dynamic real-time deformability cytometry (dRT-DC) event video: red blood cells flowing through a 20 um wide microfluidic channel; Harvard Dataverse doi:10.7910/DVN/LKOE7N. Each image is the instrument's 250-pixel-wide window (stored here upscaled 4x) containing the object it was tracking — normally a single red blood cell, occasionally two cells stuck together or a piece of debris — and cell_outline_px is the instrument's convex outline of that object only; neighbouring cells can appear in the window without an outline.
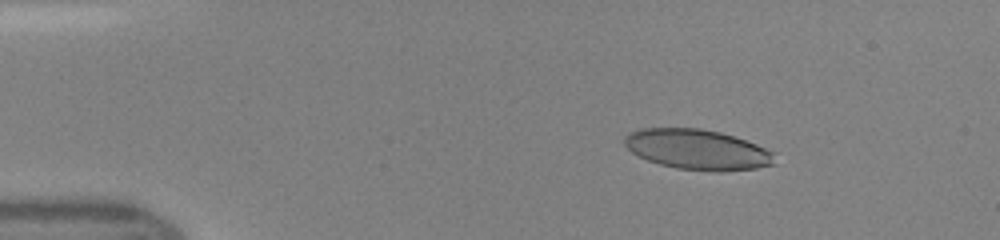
{"species": "human", "species_latin": "Homo sapiens", "temperature_condition": "room temperature", "stored_images_in_passage": 36, "camera_frame_rate_fps": 3000, "um_per_image_px": 0.085, "donor": {"sex": "female"}, "frame": {"image": 1, "passage_image": 3, "time_ms": 0.667, "image_size_px": [1000, 240], "cell_outline_px": [[776, 164], [756, 168], [720, 172], [716, 172], [676, 168], [660, 164], [648, 160], [632, 152], [624, 144], [624, 136], [628, 132], [640, 128], [700, 128], [720, 132], [756, 144], [776, 152]], "centroid_in_image_um": [59.31, 12.71], "position_along_channel_um": 25.7, "area_um2": 35.43}}
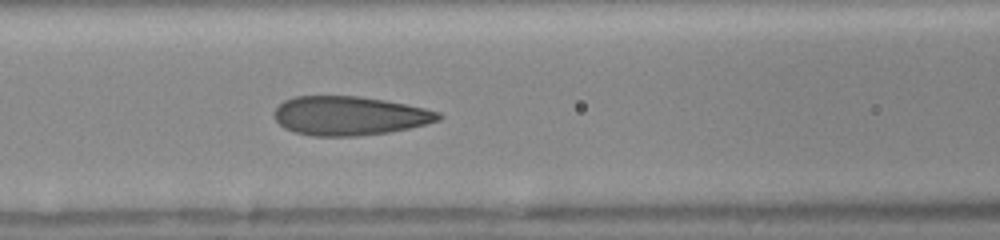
{"frame": {"image": 2, "passage_image": 16, "time_ms": 5.0, "image_size_px": [1000, 240], "cell_outline_px": [[444, 116], [440, 120], [408, 128], [388, 132], [360, 136], [312, 136], [296, 132], [284, 128], [276, 120], [272, 112], [284, 100], [296, 96], [360, 96], [384, 100], [424, 108], [440, 112]], "centroid_in_image_um": [29.69, 9.84], "position_along_channel_um": 136.9, "area_um2": 37.28}}
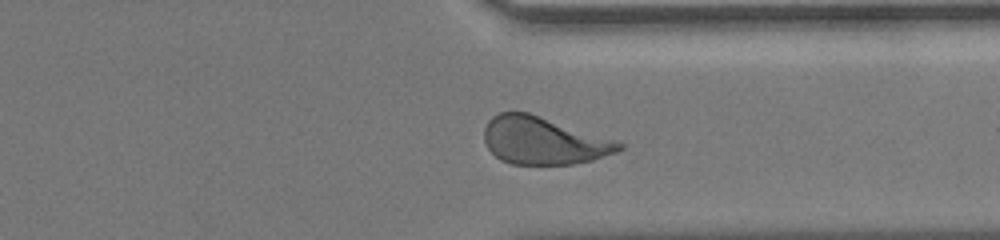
{"frame": {"image": 3, "passage_image": 32, "time_ms": 10.333, "image_size_px": [1000, 240], "cell_outline_px": [[624, 148], [616, 152], [592, 160], [572, 164], [512, 164], [500, 160], [488, 148], [484, 140], [484, 128], [488, 120], [492, 116], [500, 112], [528, 112], [624, 144]], "centroid_in_image_um": [46.13, 11.96], "position_along_channel_um": 365.3, "area_um2": 36.76}}